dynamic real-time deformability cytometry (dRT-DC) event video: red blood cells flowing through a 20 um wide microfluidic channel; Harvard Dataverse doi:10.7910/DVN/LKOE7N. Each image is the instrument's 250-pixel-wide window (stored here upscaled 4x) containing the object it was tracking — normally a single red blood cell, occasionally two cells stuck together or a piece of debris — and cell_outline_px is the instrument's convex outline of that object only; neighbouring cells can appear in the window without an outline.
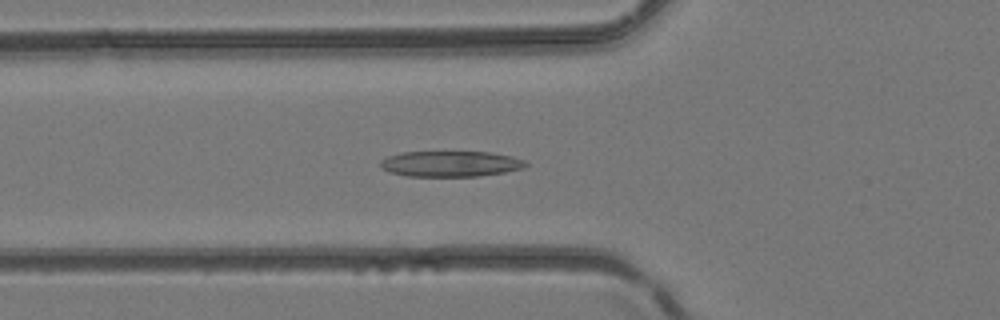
{"species": "common noctule bat (a hibernating species)", "species_latin": "Nyctalus noctula", "temperature_condition": "room temperature", "stored_images_in_passage": 37, "camera_frame_rate_fps": 3000, "um_per_image_px": 0.085, "animal": {"sex": "female", "body_mass_g": 24.6, "forearm_length_mm": 56.2}, "frame": {"image": 1, "passage_image": 9, "time_ms": 2.667, "image_size_px": [1000, 320], "cell_outline_px": [[528, 164], [524, 168], [504, 172], [480, 176], [408, 176], [388, 172], [380, 168], [380, 160], [388, 156], [400, 152], [488, 152], [512, 156], [524, 160]], "centroid_in_image_um": [38.27, 13.92], "position_along_channel_um": 87.5, "area_um2": 21.85}}
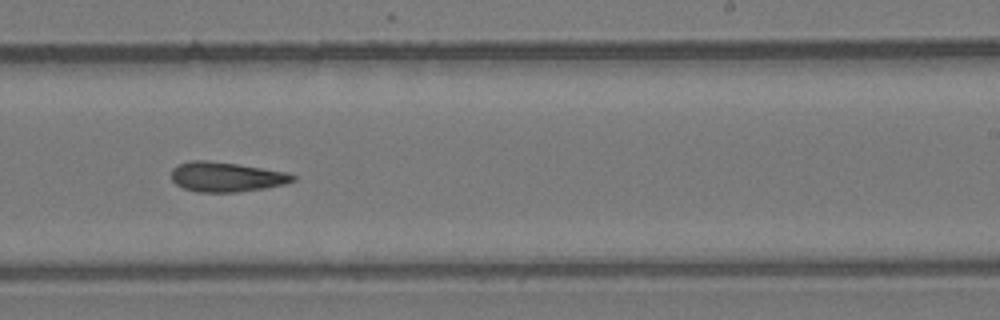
{"frame": {"image": 2, "passage_image": 20, "time_ms": 6.333, "image_size_px": [1000, 320], "cell_outline_px": [[296, 180], [284, 184], [264, 188], [236, 192], [196, 192], [184, 188], [176, 184], [172, 180], [172, 168], [176, 164], [192, 160], [208, 160], [236, 164], [288, 172], [296, 176]], "centroid_in_image_um": [19.22, 15.03], "position_along_channel_um": 269.8, "area_um2": 21.1}}
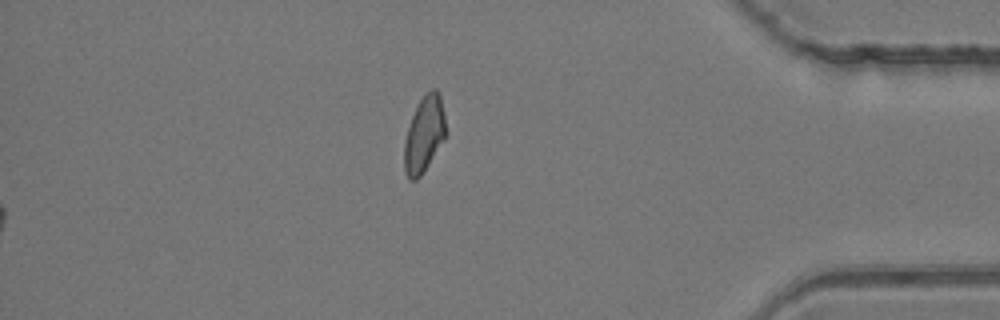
{"frame": {"image": 3, "passage_image": 37, "time_ms": 12.0, "image_size_px": [1000, 320], "cell_outline_px": [[448, 132], [444, 140], [420, 176], [416, 180], [408, 180], [404, 172], [404, 144], [408, 128], [412, 116], [420, 100], [432, 88], [436, 88], [440, 96]], "centroid_in_image_um": [36.07, 11.44], "position_along_channel_um": 399.1, "area_um2": 18.32}}